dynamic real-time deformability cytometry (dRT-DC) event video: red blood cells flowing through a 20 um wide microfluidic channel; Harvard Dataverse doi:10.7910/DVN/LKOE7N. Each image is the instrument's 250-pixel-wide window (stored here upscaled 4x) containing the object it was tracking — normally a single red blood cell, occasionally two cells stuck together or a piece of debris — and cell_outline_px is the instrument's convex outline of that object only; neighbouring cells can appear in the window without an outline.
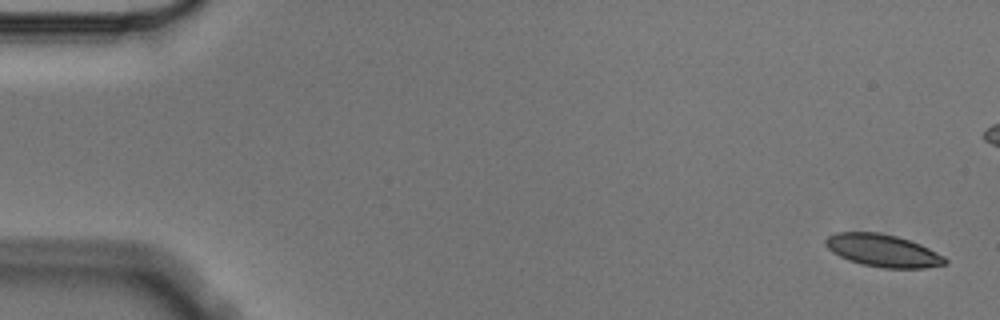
{"species": "Egyptian fruit bat (a non-hibernating species)", "species_latin": "Rousettus aegyptiacus", "temperature_condition": "cold", "stored_images_in_passage": 5, "camera_frame_rate_fps": 3000, "um_per_image_px": 0.085, "animal": {"sex": "male"}, "frame": {"image": 1, "passage_image": 1, "time_ms": 0.0, "image_size_px": [1000, 320], "cell_outline_px": [[948, 264], [924, 268], [880, 268], [860, 264], [848, 260], [832, 252], [824, 244], [824, 240], [828, 236], [836, 232], [880, 232], [896, 236], [920, 244], [944, 256], [948, 260]], "centroid_in_image_um": [75.03, 21.3], "position_along_channel_um": 10.0, "area_um2": 22.77}}